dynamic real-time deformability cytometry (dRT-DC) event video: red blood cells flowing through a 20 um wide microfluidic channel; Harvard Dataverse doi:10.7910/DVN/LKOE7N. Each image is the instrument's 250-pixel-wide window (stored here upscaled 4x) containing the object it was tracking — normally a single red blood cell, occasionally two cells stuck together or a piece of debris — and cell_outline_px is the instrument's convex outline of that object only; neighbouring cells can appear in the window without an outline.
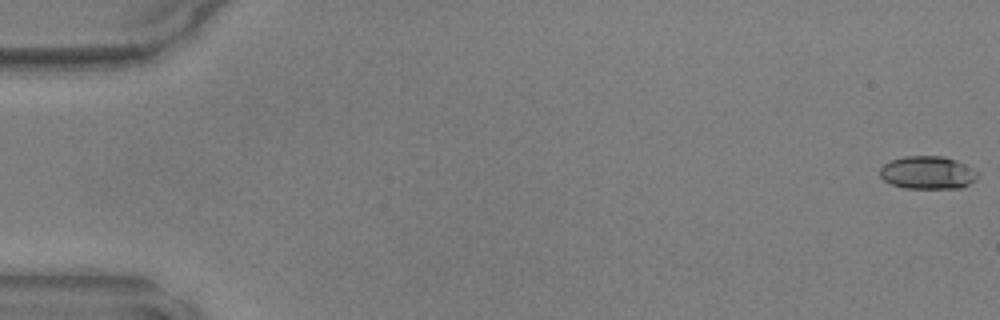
{"species": "common noctule bat (a hibernating species)", "species_latin": "Nyctalus noctula", "temperature_condition": "warm", "stored_images_in_passage": 49, "camera_frame_rate_fps": 3000, "um_per_image_px": 0.085, "animal": {"sex": "male", "body_mass_g": 17.9, "forearm_length_mm": 54.2}, "frame": {"image": 1, "passage_image": 1, "time_ms": 0.0, "image_size_px": [1000, 320], "cell_outline_px": [[976, 176], [968, 184], [960, 188], [904, 188], [892, 184], [884, 180], [880, 176], [880, 168], [884, 164], [892, 160], [904, 156], [944, 156], [956, 160], [972, 168], [976, 172]], "centroid_in_image_um": [78.8, 14.67], "position_along_channel_um": 6.2, "area_um2": 18.5}}
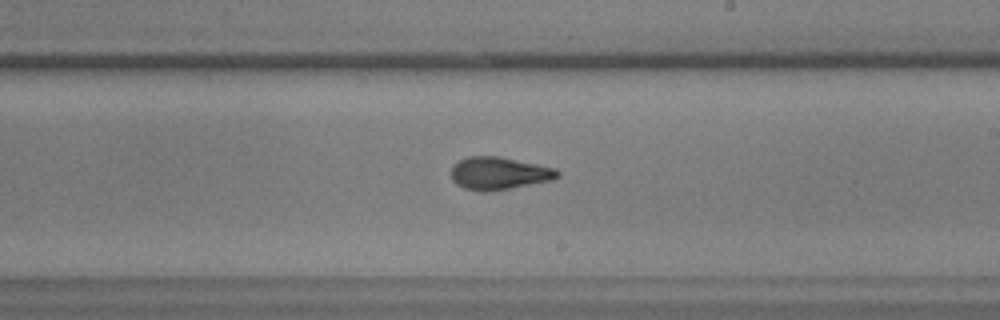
{"frame": {"image": 2, "passage_image": 29, "time_ms": 9.333, "image_size_px": [1000, 320], "cell_outline_px": [[560, 176], [552, 180], [488, 192], [484, 192], [464, 188], [456, 184], [452, 180], [452, 168], [460, 160], [468, 156], [496, 156], [556, 168], [560, 172]], "centroid_in_image_um": [42.42, 14.74], "position_along_channel_um": 246.6, "area_um2": 20.0}}
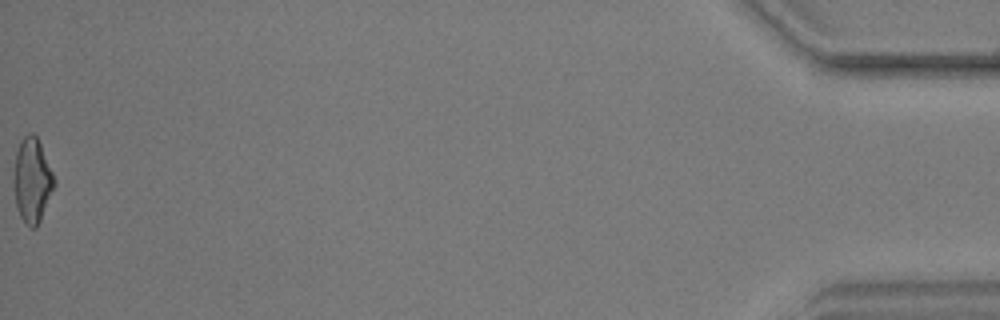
{"frame": {"image": 3, "passage_image": 49, "time_ms": 16.0, "image_size_px": [1000, 320], "cell_outline_px": [[56, 184], [40, 220], [36, 228], [32, 228], [24, 224], [20, 216], [16, 204], [12, 184], [12, 180], [16, 152], [20, 140], [28, 132], [32, 132], [36, 136], [40, 144], [56, 180]], "centroid_in_image_um": [2.71, 15.33], "position_along_channel_um": 432.5, "area_um2": 20.17}}